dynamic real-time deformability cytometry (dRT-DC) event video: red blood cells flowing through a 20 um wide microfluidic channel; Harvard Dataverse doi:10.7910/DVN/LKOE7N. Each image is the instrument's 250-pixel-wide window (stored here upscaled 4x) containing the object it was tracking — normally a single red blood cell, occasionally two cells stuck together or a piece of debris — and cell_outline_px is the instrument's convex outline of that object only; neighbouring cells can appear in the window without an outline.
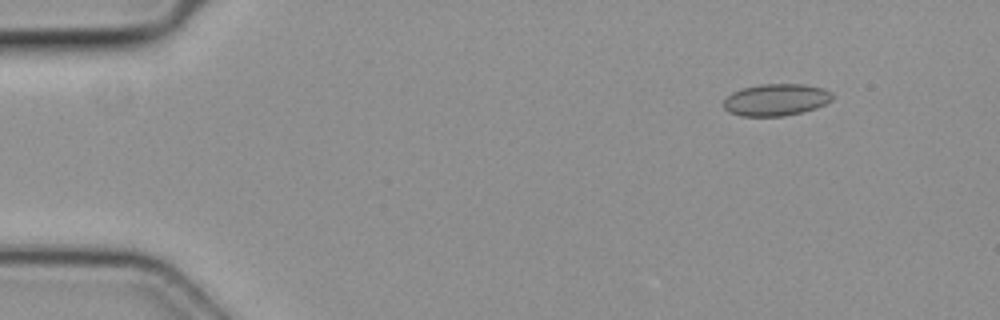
{"species": "common noctule bat (a hibernating species)", "species_latin": "Nyctalus noctula", "temperature_condition": "cold", "stored_images_in_passage": 5, "camera_frame_rate_fps": 3000, "um_per_image_px": 0.085, "animal": {"sex": "female", "body_mass_g": 19.3, "forearm_length_mm": 54.1}, "frame": {"image": 1, "passage_image": 1, "time_ms": 0.0, "image_size_px": [1000, 320], "cell_outline_px": [[832, 100], [816, 108], [804, 112], [784, 116], [740, 116], [728, 112], [724, 108], [724, 100], [732, 92], [740, 88], [760, 84], [804, 84], [824, 88], [832, 92]], "centroid_in_image_um": [65.96, 8.48], "position_along_channel_um": 19.0, "area_um2": 20.46}}
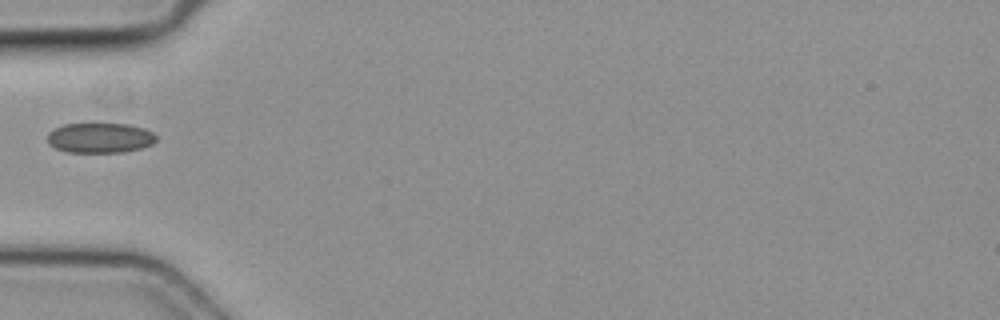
{"frame": {"image": 2, "passage_image": 4, "time_ms": 1.0, "image_size_px": [1000, 320], "cell_outline_px": [[156, 140], [152, 144], [140, 148], [124, 152], [68, 152], [56, 148], [48, 144], [48, 132], [64, 124], [128, 124], [144, 128], [152, 132], [156, 136]], "centroid_in_image_um": [8.5, 11.72], "position_along_channel_um": 76.5, "area_um2": 18.96}}
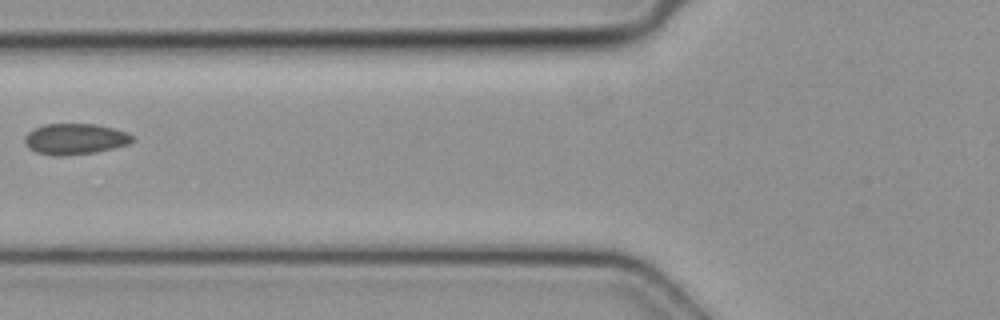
{"frame": {"image": 3, "passage_image": 5, "time_ms": 1.333, "image_size_px": [1000, 320], "cell_outline_px": [[136, 140], [128, 144], [96, 152], [64, 156], [52, 156], [36, 152], [28, 148], [24, 140], [24, 136], [32, 128], [44, 124], [96, 124], [128, 132]], "centroid_in_image_um": [6.35, 11.81], "position_along_channel_um": 119.4, "area_um2": 19.59}}